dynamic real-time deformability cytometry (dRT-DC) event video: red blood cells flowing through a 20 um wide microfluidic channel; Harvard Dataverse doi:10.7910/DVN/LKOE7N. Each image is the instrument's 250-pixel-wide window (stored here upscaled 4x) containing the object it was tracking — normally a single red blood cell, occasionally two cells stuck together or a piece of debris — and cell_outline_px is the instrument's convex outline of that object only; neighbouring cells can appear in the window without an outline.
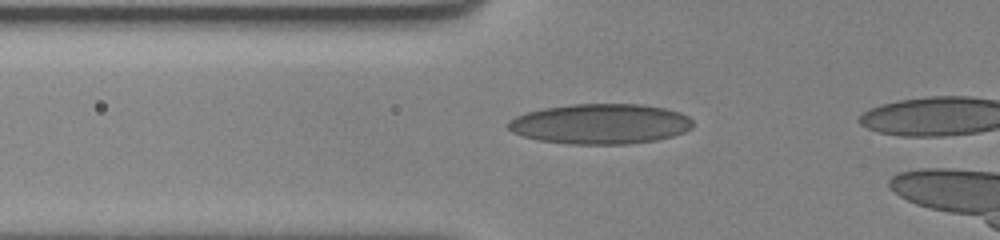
{"species": "human", "species_latin": "Homo sapiens", "temperature_condition": "cold", "stored_images_in_passage": 34, "camera_frame_rate_fps": 3000, "um_per_image_px": 0.085, "donor": {"sex": "female"}, "frame": {"image": 1, "passage_image": 2, "time_ms": 0.333, "image_size_px": [1000, 240], "cell_outline_px": [[692, 128], [684, 132], [672, 136], [656, 140], [628, 144], [568, 144], [536, 140], [512, 132], [508, 128], [508, 120], [516, 116], [528, 112], [544, 108], [572, 104], [640, 104], [664, 108], [680, 112], [688, 116], [692, 120]], "centroid_in_image_um": [51.03, 10.53], "position_along_channel_um": 74.8, "area_um2": 43.35}}
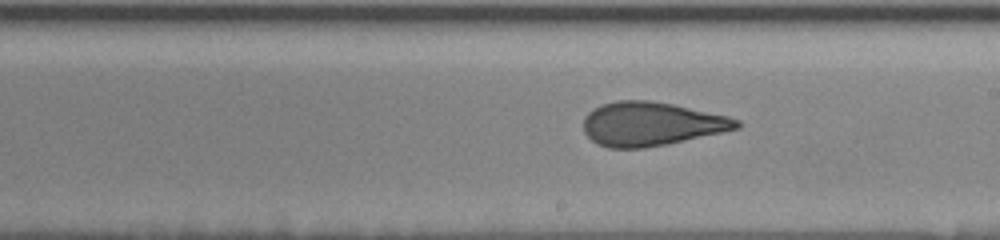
{"frame": {"image": 2, "passage_image": 16, "time_ms": 5.0, "image_size_px": [1000, 240], "cell_outline_px": [[740, 128], [668, 144], [644, 148], [608, 148], [596, 144], [584, 132], [584, 116], [588, 112], [600, 104], [616, 100], [648, 100], [672, 104], [728, 116], [740, 120]], "centroid_in_image_um": [55.33, 10.53], "position_along_channel_um": 233.7, "area_um2": 39.19}}
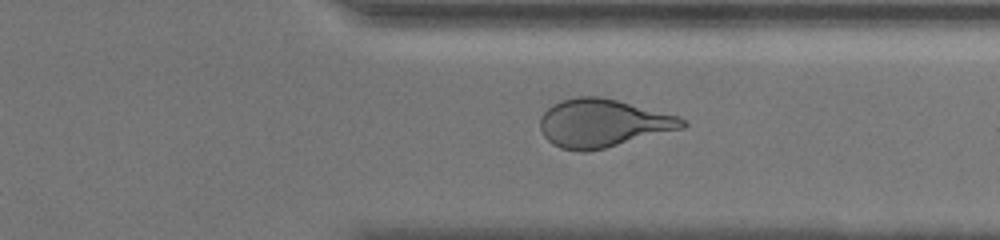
{"frame": {"image": 3, "passage_image": 27, "time_ms": 8.667, "image_size_px": [1000, 240], "cell_outline_px": [[688, 124], [684, 128], [604, 148], [584, 152], [580, 152], [560, 148], [552, 144], [544, 136], [540, 128], [540, 116], [552, 104], [560, 100], [580, 96], [600, 96], [680, 116]], "centroid_in_image_um": [51.22, 10.47], "position_along_channel_um": 360.2, "area_um2": 39.82}}